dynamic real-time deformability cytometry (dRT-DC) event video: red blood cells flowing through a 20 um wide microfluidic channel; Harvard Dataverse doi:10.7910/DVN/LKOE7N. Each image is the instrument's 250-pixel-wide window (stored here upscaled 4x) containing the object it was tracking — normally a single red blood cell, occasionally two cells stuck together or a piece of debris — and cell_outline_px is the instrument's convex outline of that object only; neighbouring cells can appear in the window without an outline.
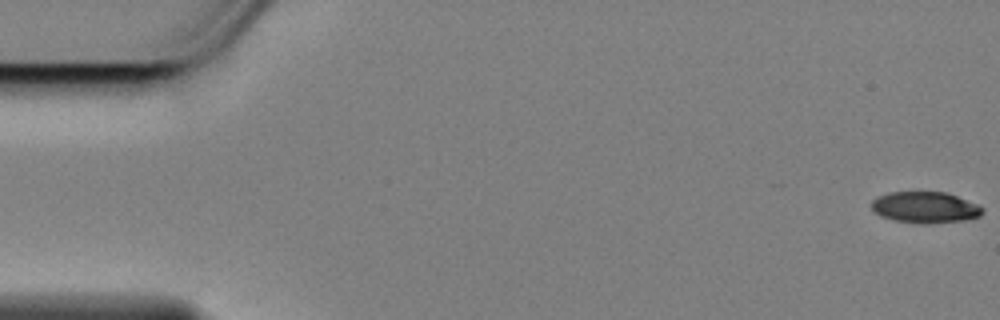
{"species": "Egyptian fruit bat (a non-hibernating species)", "species_latin": "Rousettus aegyptiacus", "temperature_condition": "cold", "stored_images_in_passage": 58, "camera_frame_rate_fps": 3000, "um_per_image_px": 0.085, "animal": {"sex": "female"}, "frame": {"image": 1, "passage_image": 1, "time_ms": 0.0, "image_size_px": [1000, 320], "cell_outline_px": [[984, 212], [980, 216], [964, 220], [928, 224], [896, 220], [880, 216], [872, 208], [872, 200], [876, 196], [888, 192], [948, 192], [976, 204], [984, 208]], "centroid_in_image_um": [78.64, 17.61], "position_along_channel_um": 6.4, "area_um2": 20.17}}
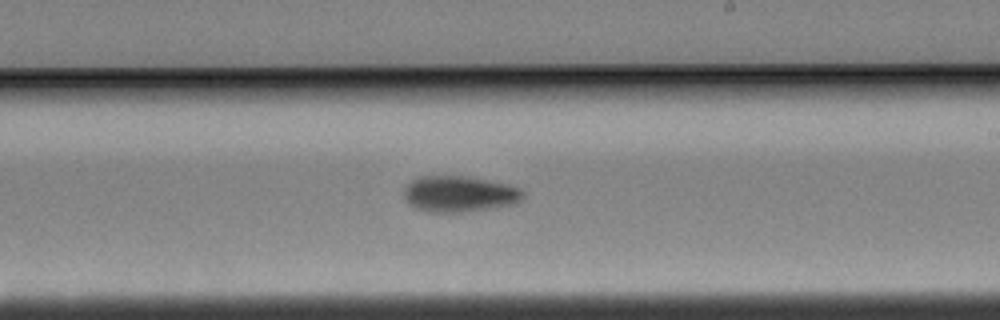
{"frame": {"image": 2, "passage_image": 34, "time_ms": 11.0, "image_size_px": [1000, 320], "cell_outline_px": [[524, 196], [516, 204], [496, 208], [464, 212], [428, 212], [416, 208], [408, 204], [404, 200], [404, 188], [412, 180], [420, 176], [464, 176], [508, 184], [520, 188], [524, 192]], "centroid_in_image_um": [39.05, 16.5], "position_along_channel_um": 250.0, "area_um2": 25.26}}
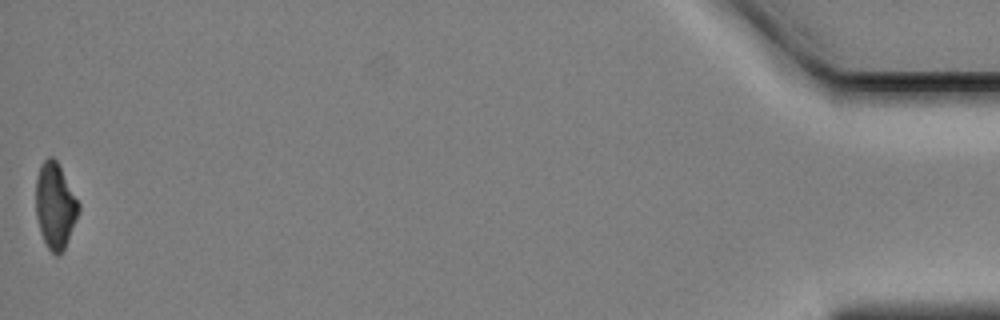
{"frame": {"image": 3, "passage_image": 58, "time_ms": 19.0, "image_size_px": [1000, 320], "cell_outline_px": [[80, 212], [64, 248], [56, 256], [48, 248], [40, 232], [36, 216], [36, 180], [40, 168], [44, 160], [48, 156], [52, 156], [56, 160], [80, 204]], "centroid_in_image_um": [4.69, 17.49], "position_along_channel_um": 430.5, "area_um2": 21.1}, "authors_computed_cell_mechanics": {"area_um2": 23.0044, "velocity_mm_per_s": 3.4585, "shape_relaxation_time_tau1_ms": 3.1843, "shape_relaxation_time_tau2_ms": null, "deformation_change_tau1": 0.1326, "deformation_change_tau2": null}}